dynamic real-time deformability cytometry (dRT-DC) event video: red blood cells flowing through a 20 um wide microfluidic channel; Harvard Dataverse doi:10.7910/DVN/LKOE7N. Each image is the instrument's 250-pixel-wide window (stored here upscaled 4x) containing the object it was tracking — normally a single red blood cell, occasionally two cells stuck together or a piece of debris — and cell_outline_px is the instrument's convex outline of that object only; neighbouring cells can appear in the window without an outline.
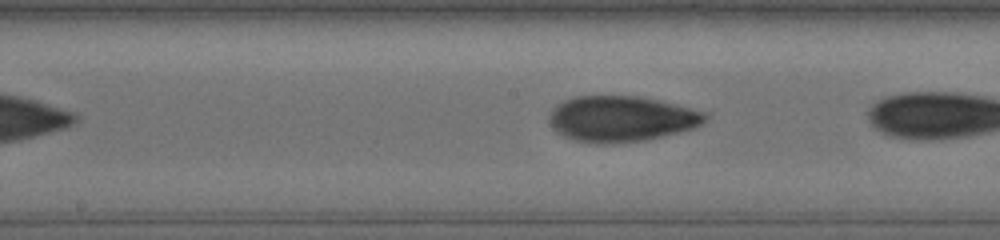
{"species": "human", "species_latin": "Homo sapiens", "temperature_condition": "cold", "stored_images_in_passage": 14, "camera_frame_rate_fps": 3000, "um_per_image_px": 0.085, "donor": {"sex": "male"}, "frame": {"image": 1, "passage_image": 12, "time_ms": 3.667, "image_size_px": [1000, 240], "cell_outline_px": [[708, 120], [696, 128], [644, 140], [612, 144], [596, 144], [576, 140], [564, 136], [556, 132], [548, 120], [548, 116], [552, 108], [556, 104], [564, 100], [576, 96], [636, 96], [656, 100], [704, 112], [708, 116]], "centroid_in_image_um": [52.77, 10.11], "position_along_channel_um": 195.4, "area_um2": 41.56}}